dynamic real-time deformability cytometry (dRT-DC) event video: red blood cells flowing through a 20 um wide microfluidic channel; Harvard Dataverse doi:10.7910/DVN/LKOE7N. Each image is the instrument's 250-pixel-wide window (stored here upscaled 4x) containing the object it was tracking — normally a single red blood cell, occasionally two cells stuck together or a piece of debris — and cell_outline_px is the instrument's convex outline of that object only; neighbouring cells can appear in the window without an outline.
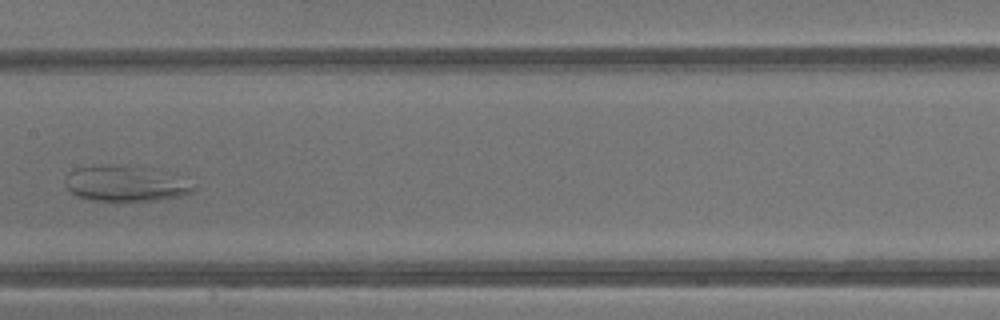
{"species": "common noctule bat (a hibernating species)", "species_latin": "Nyctalus noctula", "temperature_condition": "warm", "stored_images_in_passage": 42, "camera_frame_rate_fps": 3000, "um_per_image_px": 0.085, "animal": {"sex": "male", "body_mass_g": 13.3}, "frame": {"image": 1, "passage_image": 21, "time_ms": 6.667, "image_size_px": [1000, 320], "cell_outline_px": [[196, 188], [192, 192], [180, 196], [156, 200], [88, 200], [76, 196], [64, 184], [64, 176], [68, 172], [76, 168], [144, 168]], "centroid_in_image_um": [10.47, 15.68], "position_along_channel_um": 196.9, "area_um2": 24.28}}
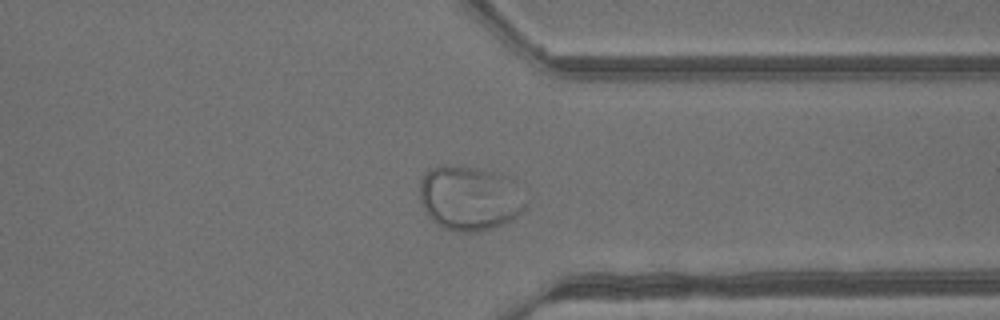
{"frame": {"image": 2, "passage_image": 32, "time_ms": 10.333, "image_size_px": [1000, 320], "cell_outline_px": [[528, 204], [516, 216], [500, 224], [476, 232], [464, 232], [444, 228], [436, 224], [428, 216], [420, 200], [420, 180], [428, 168], [444, 164], [452, 164], [476, 168], [492, 172], [500, 176], [528, 200]], "centroid_in_image_um": [39.81, 16.84], "position_along_channel_um": 371.6, "area_um2": 39.07}}
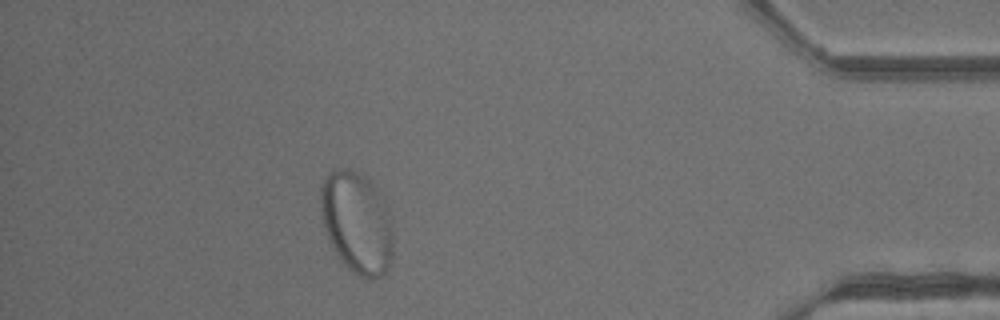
{"frame": {"image": 3, "passage_image": 37, "time_ms": 12.0, "image_size_px": [1000, 320], "cell_outline_px": [[392, 256], [388, 268], [380, 276], [372, 280], [368, 280], [356, 276], [344, 264], [336, 252], [328, 236], [324, 224], [320, 208], [320, 188], [324, 176], [332, 168], [348, 168], [364, 176], [372, 184], [388, 216], [392, 232]], "centroid_in_image_um": [30.28, 18.93], "position_along_channel_um": 404.9, "area_um2": 42.37}}